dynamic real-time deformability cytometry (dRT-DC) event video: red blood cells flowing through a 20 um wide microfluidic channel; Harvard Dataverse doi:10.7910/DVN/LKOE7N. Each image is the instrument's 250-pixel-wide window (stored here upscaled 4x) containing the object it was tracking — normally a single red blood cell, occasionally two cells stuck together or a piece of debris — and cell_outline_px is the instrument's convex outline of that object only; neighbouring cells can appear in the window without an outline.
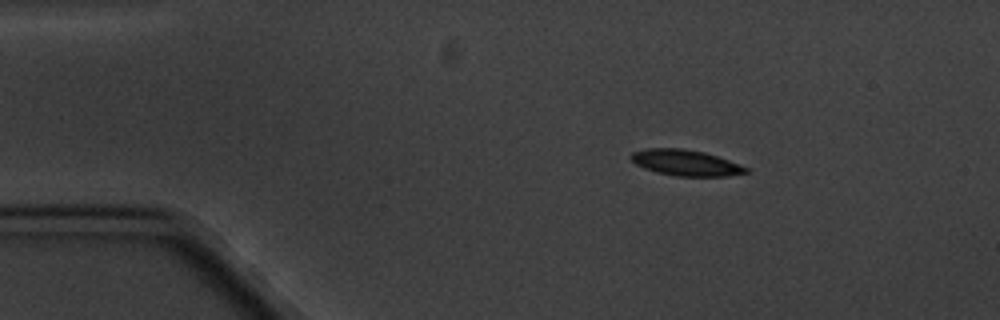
{"species": "common noctule bat (a hibernating species)", "species_latin": "Nyctalus noctula", "temperature_condition": "cold", "stored_images_in_passage": 3, "camera_frame_rate_fps": 3000, "um_per_image_px": 0.085, "animal": {"sex": "male", "body_mass_g": 20.1, "forearm_length_mm": 53.5}, "frame": {"image": 1, "passage_image": 1, "time_ms": 0.0, "image_size_px": [1000, 320], "cell_outline_px": [[748, 172], [728, 176], [676, 176], [656, 172], [644, 168], [636, 164], [632, 160], [632, 152], [648, 148], [684, 148], [704, 152], [740, 164], [748, 168]], "centroid_in_image_um": [58.29, 13.83], "position_along_channel_um": 26.7, "area_um2": 17.22}}